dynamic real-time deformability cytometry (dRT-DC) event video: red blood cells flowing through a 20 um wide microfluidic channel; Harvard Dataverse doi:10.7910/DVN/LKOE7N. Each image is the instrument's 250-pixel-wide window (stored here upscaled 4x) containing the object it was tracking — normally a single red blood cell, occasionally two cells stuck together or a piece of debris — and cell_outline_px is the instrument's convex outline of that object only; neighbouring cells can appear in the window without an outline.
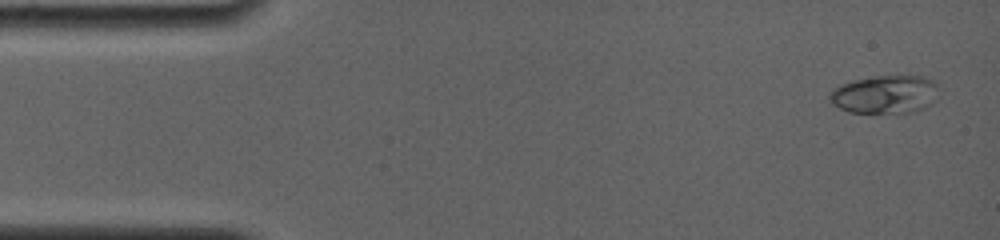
{"species": "common noctule bat (a hibernating species)", "species_latin": "Nyctalus noctula", "temperature_condition": "room temperature", "stored_images_in_passage": 86, "camera_frame_rate_fps": 4000, "um_per_image_px": 0.085, "animal": {"sex": "female", "body_mass_g": 19.0, "forearm_length_mm": 56.7}, "frame": {"image": 1, "passage_image": 2, "time_ms": 0.5, "image_size_px": [1000, 240], "cell_outline_px": [[936, 84], [928, 104], [920, 108], [904, 112], [852, 112], [840, 108], [828, 96], [832, 88], [852, 80], [876, 76], [920, 76], [932, 80]], "centroid_in_image_um": [75.11, 7.99], "position_along_channel_um": 9.9, "area_um2": 23.12}}
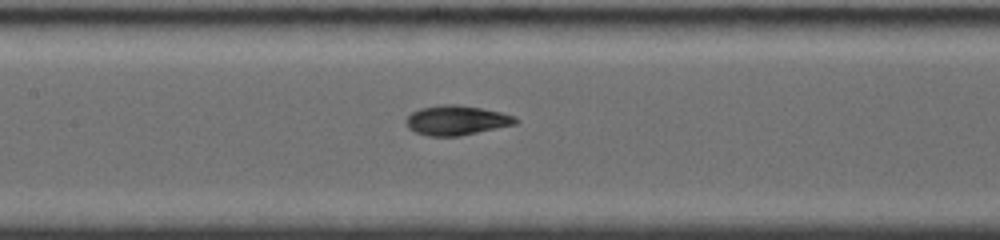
{"frame": {"image": 2, "passage_image": 34, "time_ms": 7.5, "image_size_px": [1000, 240], "cell_outline_px": [[516, 124], [460, 136], [428, 136], [416, 132], [408, 128], [404, 120], [412, 112], [420, 108], [444, 104], [456, 104], [480, 108], [500, 112], [512, 116], [516, 120]], "centroid_in_image_um": [38.74, 10.23], "position_along_channel_um": 168.7, "area_um2": 18.73}}
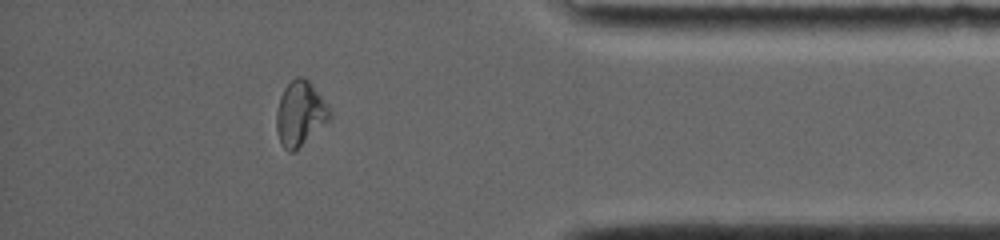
{"frame": {"image": 3, "passage_image": 71, "time_ms": 14.25, "image_size_px": [1000, 240], "cell_outline_px": [[332, 116], [328, 120], [292, 152], [288, 152], [284, 148], [276, 132], [276, 112], [280, 96], [284, 88], [296, 76], [304, 76], [312, 84], [332, 112]], "centroid_in_image_um": [25.48, 9.61], "position_along_channel_um": 409.7, "area_um2": 19.65}, "authors_computed_cell_mechanics": {"area_um2": 18.785, "velocity_mm_per_s": 3.8266, "shape_relaxation_time_tau1_ms": 4.6069, "shape_relaxation_time_tau2_ms": 1.622, "deformation_change_tau1": 0.1686, "deformation_change_tau2": 0.0571}}